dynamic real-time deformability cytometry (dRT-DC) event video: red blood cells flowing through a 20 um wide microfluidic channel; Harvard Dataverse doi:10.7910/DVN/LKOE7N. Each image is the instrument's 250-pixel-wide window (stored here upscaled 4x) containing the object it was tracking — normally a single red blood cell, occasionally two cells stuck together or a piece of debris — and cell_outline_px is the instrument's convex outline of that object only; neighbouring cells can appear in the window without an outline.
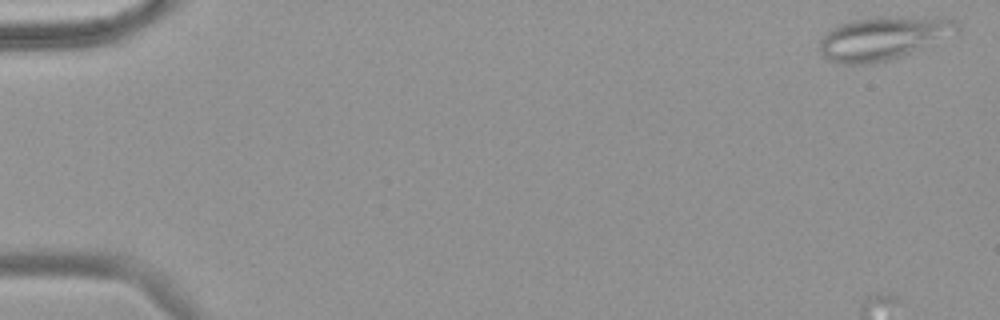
{"species": "common noctule bat (a hibernating species)", "species_latin": "Nyctalus noctula", "temperature_condition": "warm", "stored_images_in_passage": 58, "camera_frame_rate_fps": 3000, "um_per_image_px": 0.085, "animal": {"sex": "female", "body_mass_g": 18.4}, "frame": {"image": 1, "passage_image": 2, "time_ms": 0.333, "image_size_px": [1000, 320], "cell_outline_px": [[960, 28], [956, 32], [920, 48], [900, 56], [888, 60], [868, 64], [840, 64], [828, 60], [820, 52], [820, 40], [832, 28], [840, 24], [852, 20], [888, 16], [936, 16], [956, 20], [960, 24]], "centroid_in_image_um": [75.07, 3.22], "position_along_channel_um": 9.9, "area_um2": 34.51}}